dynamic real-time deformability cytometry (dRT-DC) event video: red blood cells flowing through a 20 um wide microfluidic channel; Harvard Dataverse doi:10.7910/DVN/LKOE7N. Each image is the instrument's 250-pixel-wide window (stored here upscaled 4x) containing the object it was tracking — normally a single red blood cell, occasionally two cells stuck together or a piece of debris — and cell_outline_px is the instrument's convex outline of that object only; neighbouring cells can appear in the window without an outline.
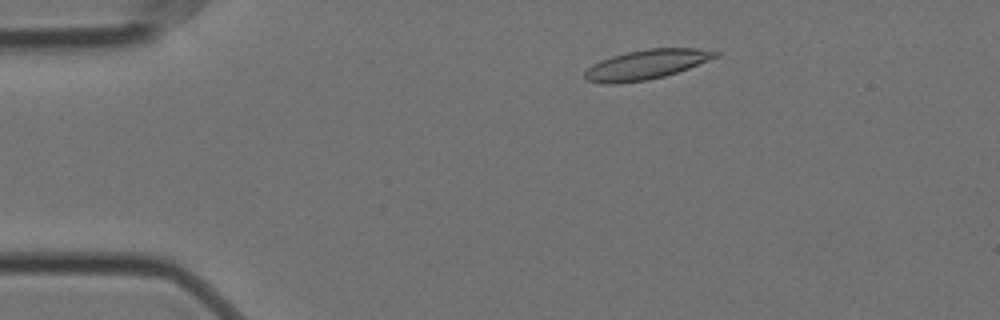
{"species": "Egyptian fruit bat (a non-hibernating species)", "species_latin": "Rousettus aegyptiacus", "temperature_condition": "cold", "stored_images_in_passage": 55, "camera_frame_rate_fps": 3000, "um_per_image_px": 0.085, "animal": {"sex": "female"}, "frame": {"image": 1, "passage_image": 8, "time_ms": 2.333, "image_size_px": [1000, 320], "cell_outline_px": [[724, 52], [720, 56], [688, 68], [664, 76], [644, 80], [616, 84], [604, 84], [584, 80], [584, 72], [592, 64], [600, 60], [612, 56], [628, 52], [648, 48], [696, 48]], "centroid_in_image_um": [54.94, 5.48], "position_along_channel_um": 30.1, "area_um2": 22.6}}
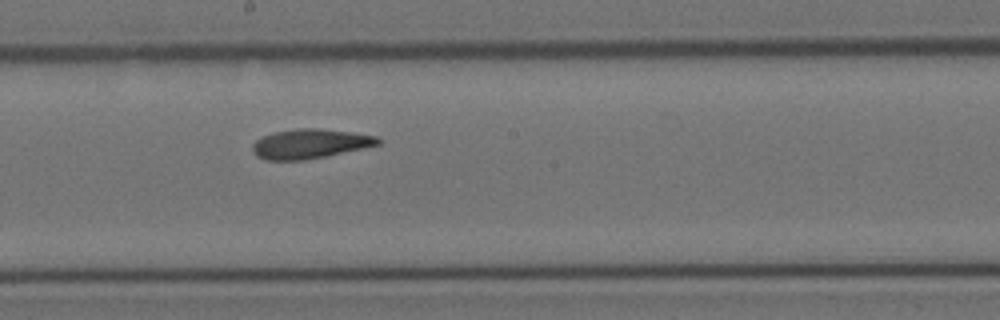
{"frame": {"image": 2, "passage_image": 29, "time_ms": 9.333, "image_size_px": [1000, 320], "cell_outline_px": [[380, 144], [364, 148], [304, 160], [268, 160], [256, 156], [252, 152], [252, 144], [256, 140], [264, 136], [276, 132], [296, 128], [320, 128], [376, 136], [380, 140]], "centroid_in_image_um": [26.31, 12.22], "position_along_channel_um": 221.9, "area_um2": 21.33}}
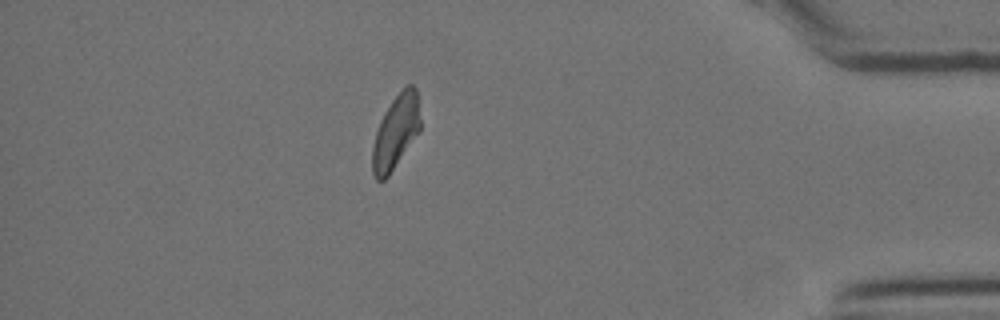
{"frame": {"image": 3, "passage_image": 48, "time_ms": 15.667, "image_size_px": [1000, 320], "cell_outline_px": [[420, 132], [388, 176], [384, 180], [376, 180], [372, 172], [372, 148], [376, 132], [380, 120], [384, 112], [392, 100], [408, 84], [412, 84], [416, 88], [420, 120]], "centroid_in_image_um": [33.64, 11.24], "position_along_channel_um": 401.6, "area_um2": 20.52}, "authors_computed_cell_mechanics": {"area_um2": 21.5594, "velocity_mm_per_s": 3.4986, "shape_relaxation_time_tau1_ms": 10.1118, "shape_relaxation_time_tau2_ms": 3.5166, "deformation_change_tau1": 0.223, "deformation_change_tau2": 0.115}}